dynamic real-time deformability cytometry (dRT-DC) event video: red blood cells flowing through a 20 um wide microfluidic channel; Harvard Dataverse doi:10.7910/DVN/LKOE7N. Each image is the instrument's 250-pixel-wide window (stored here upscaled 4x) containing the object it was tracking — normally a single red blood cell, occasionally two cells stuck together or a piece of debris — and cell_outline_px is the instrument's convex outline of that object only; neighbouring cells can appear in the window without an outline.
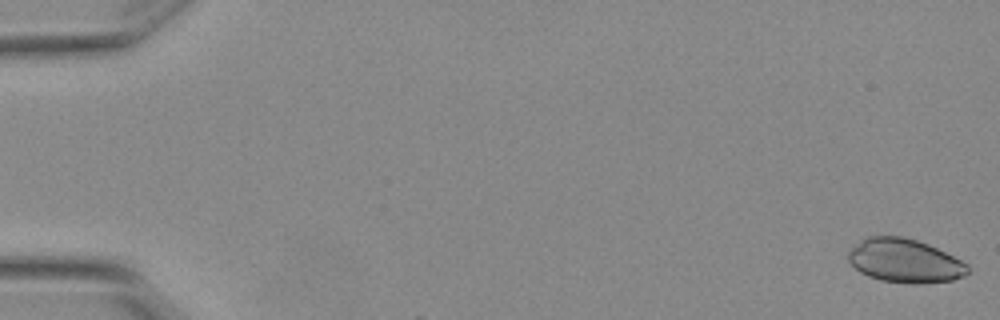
{"species": "Egyptian fruit bat (a non-hibernating species)", "species_latin": "Rousettus aegyptiacus", "temperature_condition": "warm", "stored_images_in_passage": 2, "camera_frame_rate_fps": 3000, "um_per_image_px": 0.085, "animal": {"sex": "female"}, "frame": {"image": 1, "passage_image": 1, "time_ms": 0.0, "image_size_px": [1000, 320], "cell_outline_px": [[968, 272], [964, 276], [952, 280], [916, 284], [912, 284], [880, 280], [868, 276], [860, 272], [848, 260], [848, 252], [860, 240], [868, 236], [904, 236], [928, 244], [968, 264]], "centroid_in_image_um": [76.88, 22.17], "position_along_channel_um": 8.1, "area_um2": 30.29}}